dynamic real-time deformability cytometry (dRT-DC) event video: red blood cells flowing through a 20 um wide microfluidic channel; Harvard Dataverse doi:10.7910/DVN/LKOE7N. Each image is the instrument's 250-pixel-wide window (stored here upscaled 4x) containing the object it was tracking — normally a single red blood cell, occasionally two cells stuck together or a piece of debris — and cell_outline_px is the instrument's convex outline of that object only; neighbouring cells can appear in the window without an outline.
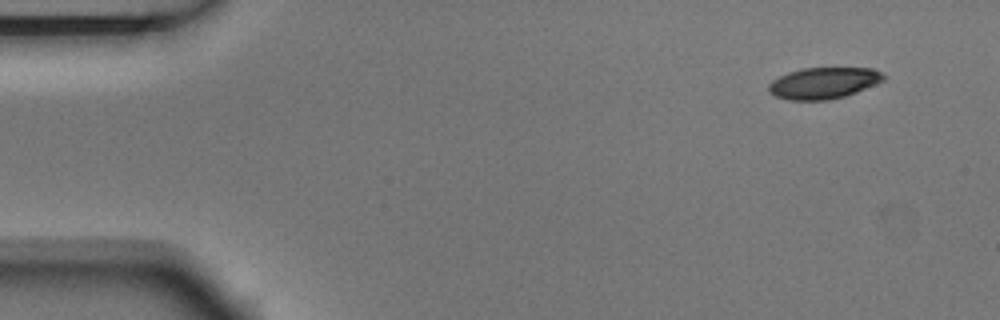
{"species": "Egyptian fruit bat (a non-hibernating species)", "species_latin": "Rousettus aegyptiacus", "temperature_condition": "room temperature", "stored_images_in_passage": 4, "camera_frame_rate_fps": 3000, "um_per_image_px": 0.085, "animal": {"sex": "male"}, "frame": {"image": 1, "passage_image": 1, "time_ms": 0.0, "image_size_px": [1000, 320], "cell_outline_px": [[888, 76], [884, 80], [876, 84], [856, 92], [844, 96], [828, 100], [788, 100], [776, 96], [768, 92], [768, 84], [772, 80], [788, 72], [800, 68], [872, 68]], "centroid_in_image_um": [70.0, 7.05], "position_along_channel_um": 15.0, "area_um2": 21.1}}
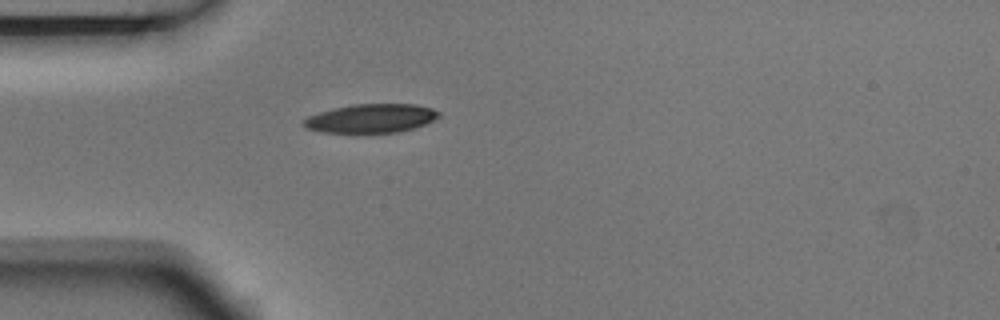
{"frame": {"image": 2, "passage_image": 4, "time_ms": 1.0, "image_size_px": [1000, 320], "cell_outline_px": [[440, 116], [424, 124], [400, 132], [324, 132], [304, 128], [304, 120], [308, 116], [332, 108], [352, 104], [416, 104], [432, 108], [440, 112]], "centroid_in_image_um": [31.54, 10.05], "position_along_channel_um": 53.5, "area_um2": 22.48}}